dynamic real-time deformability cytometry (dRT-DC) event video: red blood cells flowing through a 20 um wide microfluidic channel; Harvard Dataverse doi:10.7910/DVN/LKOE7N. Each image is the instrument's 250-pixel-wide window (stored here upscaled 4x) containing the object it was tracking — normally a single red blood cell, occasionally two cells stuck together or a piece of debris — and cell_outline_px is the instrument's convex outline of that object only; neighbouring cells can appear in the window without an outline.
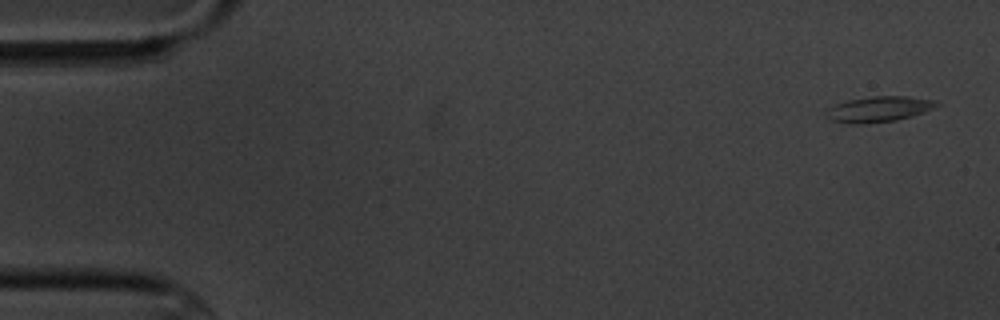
{"species": "common noctule bat (a hibernating species)", "species_latin": "Nyctalus noctula", "temperature_condition": "cold", "stored_images_in_passage": 5, "camera_frame_rate_fps": 3000, "um_per_image_px": 0.085, "animal": {"sex": "male", "body_mass_g": 20.1, "forearm_length_mm": 53.5}, "frame": {"image": 1, "passage_image": 1, "time_ms": 0.0, "image_size_px": [1000, 320], "cell_outline_px": [[940, 104], [924, 112], [912, 116], [896, 120], [864, 124], [848, 124], [832, 120], [824, 116], [824, 112], [828, 108], [836, 104], [848, 100], [872, 96], [908, 96], [936, 100]], "centroid_in_image_um": [74.67, 9.28], "position_along_channel_um": 10.3, "area_um2": 16.59}}